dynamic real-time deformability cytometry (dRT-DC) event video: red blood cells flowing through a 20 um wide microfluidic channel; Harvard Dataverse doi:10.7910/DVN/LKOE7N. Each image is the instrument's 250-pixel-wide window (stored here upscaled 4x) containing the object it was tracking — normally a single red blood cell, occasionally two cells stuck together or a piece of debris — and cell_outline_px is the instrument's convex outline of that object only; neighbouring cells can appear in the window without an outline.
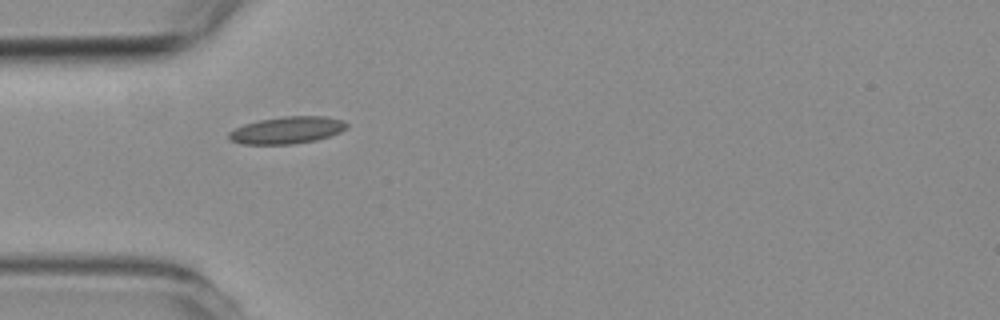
{"species": "common noctule bat (a hibernating species)", "species_latin": "Nyctalus noctula", "temperature_condition": "room temperature", "stored_images_in_passage": 7, "camera_frame_rate_fps": 3000, "um_per_image_px": 0.085, "animal": {"sex": "female", "body_mass_g": 19.3, "forearm_length_mm": 54.1}, "frame": {"image": 1, "passage_image": 6, "time_ms": 5.667, "image_size_px": [1000, 320], "cell_outline_px": [[348, 128], [340, 132], [316, 140], [292, 144], [244, 144], [232, 140], [228, 136], [228, 132], [244, 124], [260, 120], [284, 116], [324, 116], [344, 120], [348, 124]], "centroid_in_image_um": [24.43, 11.05], "position_along_channel_um": 60.6, "area_um2": 18.5}}
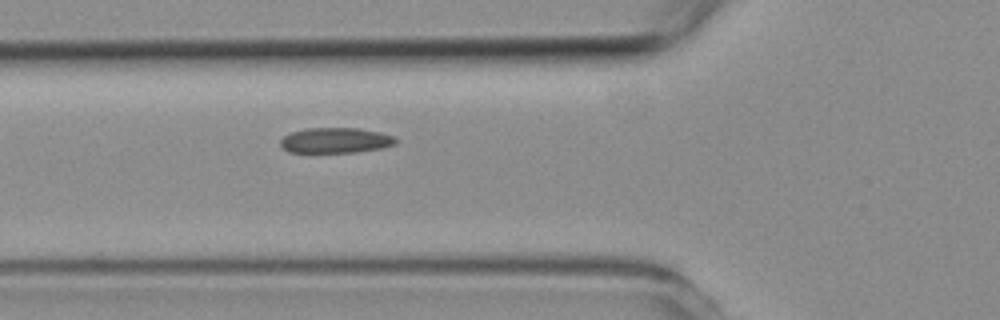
{"frame": {"image": 2, "passage_image": 7, "time_ms": 6.667, "image_size_px": [1000, 320], "cell_outline_px": [[396, 144], [380, 148], [356, 152], [288, 152], [280, 144], [280, 140], [284, 136], [292, 132], [308, 128], [360, 128], [380, 132], [396, 136]], "centroid_in_image_um": [28.55, 11.92], "position_along_channel_um": 97.3, "area_um2": 16.99}}